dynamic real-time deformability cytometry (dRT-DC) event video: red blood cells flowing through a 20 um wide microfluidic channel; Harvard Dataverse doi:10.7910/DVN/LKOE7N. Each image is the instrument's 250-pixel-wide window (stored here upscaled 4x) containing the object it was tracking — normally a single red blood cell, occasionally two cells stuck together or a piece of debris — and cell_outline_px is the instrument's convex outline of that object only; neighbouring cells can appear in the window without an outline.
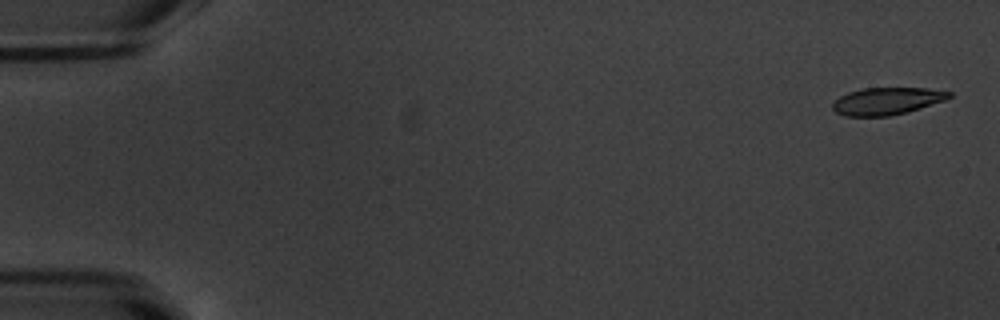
{"species": "common noctule bat (a hibernating species)", "species_latin": "Nyctalus noctula", "temperature_condition": "warm", "stored_images_in_passage": 54, "camera_frame_rate_fps": 3000, "um_per_image_px": 0.085, "animal": {"sex": "male", "body_mass_g": 20.1, "forearm_length_mm": 53.5}, "frame": {"image": 1, "passage_image": 2, "time_ms": 0.333, "image_size_px": [1000, 320], "cell_outline_px": [[952, 96], [944, 100], [908, 112], [888, 116], [844, 116], [836, 112], [832, 108], [832, 104], [840, 96], [848, 92], [864, 88], [928, 88], [952, 92]], "centroid_in_image_um": [75.38, 8.59], "position_along_channel_um": 9.6, "area_um2": 18.44}}
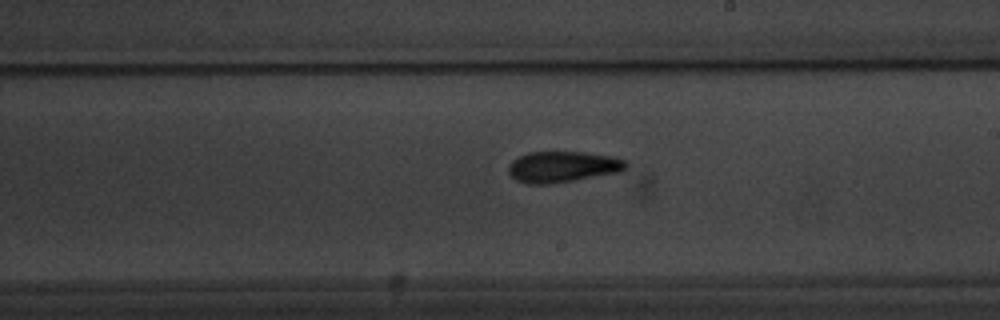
{"frame": {"image": 2, "passage_image": 32, "time_ms": 10.333, "image_size_px": [1000, 320], "cell_outline_px": [[628, 168], [620, 172], [552, 184], [528, 184], [516, 180], [508, 172], [508, 164], [512, 160], [528, 152], [584, 152], [616, 156], [624, 160], [628, 164]], "centroid_in_image_um": [47.85, 14.17], "position_along_channel_um": 241.2, "area_um2": 21.5}}
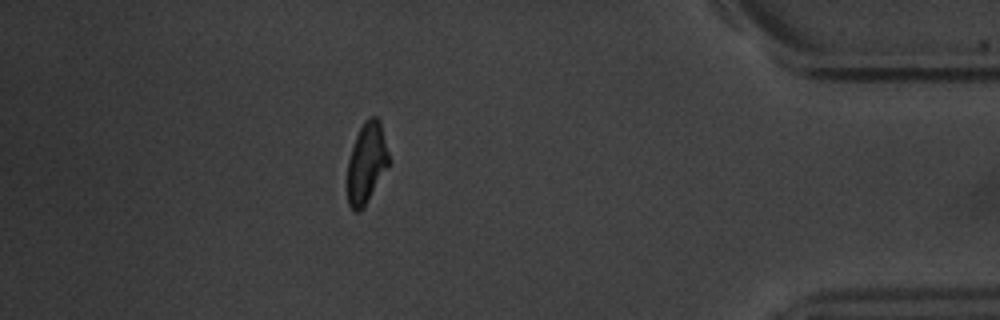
{"frame": {"image": 3, "passage_image": 48, "time_ms": 15.667, "image_size_px": [1000, 320], "cell_outline_px": [[388, 164], [364, 208], [360, 212], [356, 212], [348, 204], [348, 160], [356, 136], [364, 120], [368, 116], [376, 116], [380, 120], [388, 152]], "centroid_in_image_um": [31.14, 13.83], "position_along_channel_um": 404.1, "area_um2": 19.13}, "authors_computed_cell_mechanics": {"area_um2": 20.4034, "velocity_mm_per_s": 3.7912, "shape_relaxation_time_tau1_ms": 3.8898, "shape_relaxation_time_tau2_ms": 3.0287, "deformation_change_tau1": 0.1546, "deformation_change_tau2": 0.1134}}